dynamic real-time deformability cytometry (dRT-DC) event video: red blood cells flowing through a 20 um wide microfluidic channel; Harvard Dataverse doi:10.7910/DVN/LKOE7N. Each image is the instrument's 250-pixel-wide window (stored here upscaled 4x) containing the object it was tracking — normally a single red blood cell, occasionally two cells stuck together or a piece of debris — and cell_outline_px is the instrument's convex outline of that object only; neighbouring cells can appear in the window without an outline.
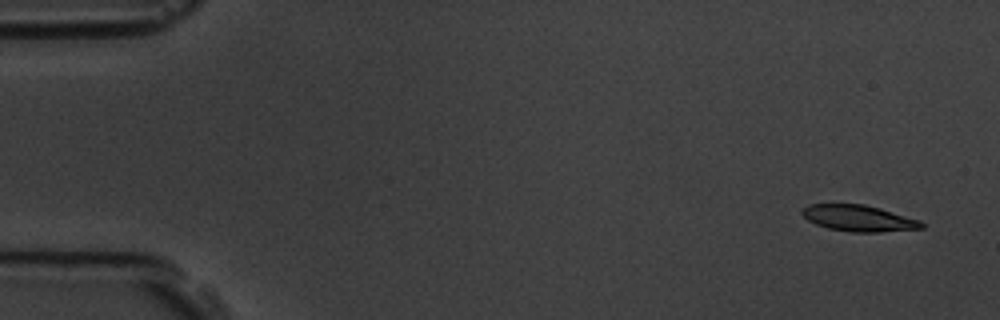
{"species": "common noctule bat (a hibernating species)", "species_latin": "Nyctalus noctula", "temperature_condition": "room temperature", "stored_images_in_passage": 4, "camera_frame_rate_fps": 3000, "um_per_image_px": 0.085, "animal": {"sex": "male", "body_mass_g": 19.5, "forearm_length_mm": 54.6}, "frame": {"image": 1, "passage_image": 1, "time_ms": 0.0, "image_size_px": [1000, 320], "cell_outline_px": [[924, 228], [880, 232], [848, 232], [828, 228], [816, 224], [808, 220], [800, 212], [808, 204], [864, 204], [880, 208], [920, 220], [924, 224]], "centroid_in_image_um": [72.99, 18.55], "position_along_channel_um": 12.0, "area_um2": 18.26}}
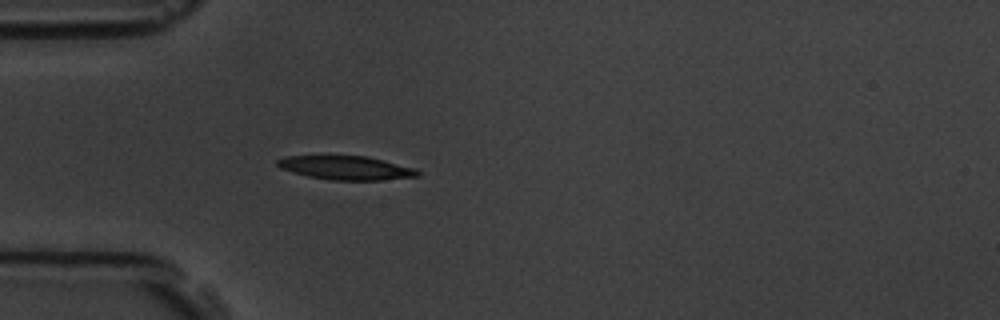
{"frame": {"image": 2, "passage_image": 4, "time_ms": 4.333, "image_size_px": [1000, 320], "cell_outline_px": [[420, 176], [380, 180], [332, 180], [308, 176], [292, 172], [280, 168], [276, 164], [276, 160], [284, 156], [368, 156], [416, 168], [420, 172]], "centroid_in_image_um": [29.43, 14.26], "position_along_channel_um": 55.6, "area_um2": 19.48}}